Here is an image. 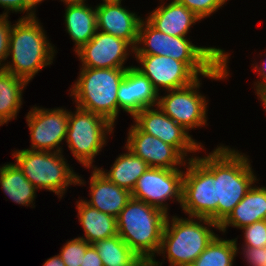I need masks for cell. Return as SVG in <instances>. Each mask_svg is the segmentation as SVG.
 I'll list each match as a JSON object with an SVG mask.
<instances>
[{
  "instance_id": "obj_1",
  "label": "cell",
  "mask_w": 266,
  "mask_h": 266,
  "mask_svg": "<svg viewBox=\"0 0 266 266\" xmlns=\"http://www.w3.org/2000/svg\"><path fill=\"white\" fill-rule=\"evenodd\" d=\"M143 43V47L137 46ZM145 45V46H144ZM135 55H162L183 62L197 77L201 74L215 80L226 78L229 54L215 47H198L185 37L158 31L147 20H141Z\"/></svg>"
},
{
  "instance_id": "obj_2",
  "label": "cell",
  "mask_w": 266,
  "mask_h": 266,
  "mask_svg": "<svg viewBox=\"0 0 266 266\" xmlns=\"http://www.w3.org/2000/svg\"><path fill=\"white\" fill-rule=\"evenodd\" d=\"M198 159L216 177V223L220 224L251 189L256 177L248 158L226 146Z\"/></svg>"
},
{
  "instance_id": "obj_3",
  "label": "cell",
  "mask_w": 266,
  "mask_h": 266,
  "mask_svg": "<svg viewBox=\"0 0 266 266\" xmlns=\"http://www.w3.org/2000/svg\"><path fill=\"white\" fill-rule=\"evenodd\" d=\"M168 214L160 208L131 198L116 218L119 237L144 261L158 266V253Z\"/></svg>"
},
{
  "instance_id": "obj_4",
  "label": "cell",
  "mask_w": 266,
  "mask_h": 266,
  "mask_svg": "<svg viewBox=\"0 0 266 266\" xmlns=\"http://www.w3.org/2000/svg\"><path fill=\"white\" fill-rule=\"evenodd\" d=\"M22 17L12 25L8 52L12 64L7 62L4 70L29 82L38 71L53 62L55 50L38 19Z\"/></svg>"
},
{
  "instance_id": "obj_5",
  "label": "cell",
  "mask_w": 266,
  "mask_h": 266,
  "mask_svg": "<svg viewBox=\"0 0 266 266\" xmlns=\"http://www.w3.org/2000/svg\"><path fill=\"white\" fill-rule=\"evenodd\" d=\"M126 68H87L81 73L71 90L77 107L97 113L113 125L118 116L117 92Z\"/></svg>"
},
{
  "instance_id": "obj_6",
  "label": "cell",
  "mask_w": 266,
  "mask_h": 266,
  "mask_svg": "<svg viewBox=\"0 0 266 266\" xmlns=\"http://www.w3.org/2000/svg\"><path fill=\"white\" fill-rule=\"evenodd\" d=\"M189 218L173 216L171 224L169 218L166 219L158 254L167 252L170 266H190L218 236L209 228L213 226L219 229L218 223L208 218L195 217L198 222L192 216Z\"/></svg>"
},
{
  "instance_id": "obj_7",
  "label": "cell",
  "mask_w": 266,
  "mask_h": 266,
  "mask_svg": "<svg viewBox=\"0 0 266 266\" xmlns=\"http://www.w3.org/2000/svg\"><path fill=\"white\" fill-rule=\"evenodd\" d=\"M12 155L24 176L37 188L60 195L71 184H83L84 180L73 172L61 152L16 150Z\"/></svg>"
},
{
  "instance_id": "obj_8",
  "label": "cell",
  "mask_w": 266,
  "mask_h": 266,
  "mask_svg": "<svg viewBox=\"0 0 266 266\" xmlns=\"http://www.w3.org/2000/svg\"><path fill=\"white\" fill-rule=\"evenodd\" d=\"M113 126L105 117L76 107L74 115L69 112L65 140L73 156L83 166L90 168L93 158L106 144V134L112 133Z\"/></svg>"
},
{
  "instance_id": "obj_9",
  "label": "cell",
  "mask_w": 266,
  "mask_h": 266,
  "mask_svg": "<svg viewBox=\"0 0 266 266\" xmlns=\"http://www.w3.org/2000/svg\"><path fill=\"white\" fill-rule=\"evenodd\" d=\"M188 161L183 175L181 207L189 217L216 222V177L198 157Z\"/></svg>"
},
{
  "instance_id": "obj_10",
  "label": "cell",
  "mask_w": 266,
  "mask_h": 266,
  "mask_svg": "<svg viewBox=\"0 0 266 266\" xmlns=\"http://www.w3.org/2000/svg\"><path fill=\"white\" fill-rule=\"evenodd\" d=\"M197 78L193 83L182 88L168 90L165 96H159L157 107L168 117L182 126L186 131L206 124L207 102L199 94L200 87Z\"/></svg>"
},
{
  "instance_id": "obj_11",
  "label": "cell",
  "mask_w": 266,
  "mask_h": 266,
  "mask_svg": "<svg viewBox=\"0 0 266 266\" xmlns=\"http://www.w3.org/2000/svg\"><path fill=\"white\" fill-rule=\"evenodd\" d=\"M183 175L180 169L149 167L137 180L131 195L168 213L163 201L174 198L182 203Z\"/></svg>"
},
{
  "instance_id": "obj_12",
  "label": "cell",
  "mask_w": 266,
  "mask_h": 266,
  "mask_svg": "<svg viewBox=\"0 0 266 266\" xmlns=\"http://www.w3.org/2000/svg\"><path fill=\"white\" fill-rule=\"evenodd\" d=\"M69 112L63 108L45 109L34 107L28 112L26 121L32 141L28 150L61 152L59 144L66 138Z\"/></svg>"
},
{
  "instance_id": "obj_13",
  "label": "cell",
  "mask_w": 266,
  "mask_h": 266,
  "mask_svg": "<svg viewBox=\"0 0 266 266\" xmlns=\"http://www.w3.org/2000/svg\"><path fill=\"white\" fill-rule=\"evenodd\" d=\"M147 107L138 112L133 119L135 124L145 133L155 136L164 143L173 146L184 158L187 152L196 153L203 149L195 142L182 126L168 117L160 108Z\"/></svg>"
},
{
  "instance_id": "obj_14",
  "label": "cell",
  "mask_w": 266,
  "mask_h": 266,
  "mask_svg": "<svg viewBox=\"0 0 266 266\" xmlns=\"http://www.w3.org/2000/svg\"><path fill=\"white\" fill-rule=\"evenodd\" d=\"M141 66L136 67L159 92V87L168 90L190 85L198 77L181 61L162 55H135Z\"/></svg>"
},
{
  "instance_id": "obj_15",
  "label": "cell",
  "mask_w": 266,
  "mask_h": 266,
  "mask_svg": "<svg viewBox=\"0 0 266 266\" xmlns=\"http://www.w3.org/2000/svg\"><path fill=\"white\" fill-rule=\"evenodd\" d=\"M132 46L125 40L96 31L93 38L76 51L87 68H125L123 66Z\"/></svg>"
},
{
  "instance_id": "obj_16",
  "label": "cell",
  "mask_w": 266,
  "mask_h": 266,
  "mask_svg": "<svg viewBox=\"0 0 266 266\" xmlns=\"http://www.w3.org/2000/svg\"><path fill=\"white\" fill-rule=\"evenodd\" d=\"M128 133L126 149L142 158L149 167L178 169L177 165L186 163L173 146L143 132L136 124L131 126Z\"/></svg>"
},
{
  "instance_id": "obj_17",
  "label": "cell",
  "mask_w": 266,
  "mask_h": 266,
  "mask_svg": "<svg viewBox=\"0 0 266 266\" xmlns=\"http://www.w3.org/2000/svg\"><path fill=\"white\" fill-rule=\"evenodd\" d=\"M118 113L123 109L134 117L147 107L158 105L159 93L154 89L150 80L135 66L127 68L118 92Z\"/></svg>"
},
{
  "instance_id": "obj_18",
  "label": "cell",
  "mask_w": 266,
  "mask_h": 266,
  "mask_svg": "<svg viewBox=\"0 0 266 266\" xmlns=\"http://www.w3.org/2000/svg\"><path fill=\"white\" fill-rule=\"evenodd\" d=\"M97 30L127 41L132 51L137 43L141 18L123 8L121 3L99 4L95 7Z\"/></svg>"
},
{
  "instance_id": "obj_19",
  "label": "cell",
  "mask_w": 266,
  "mask_h": 266,
  "mask_svg": "<svg viewBox=\"0 0 266 266\" xmlns=\"http://www.w3.org/2000/svg\"><path fill=\"white\" fill-rule=\"evenodd\" d=\"M90 195L91 200H85L88 205L115 218L132 198L130 191L109 181L97 167L90 177Z\"/></svg>"
},
{
  "instance_id": "obj_20",
  "label": "cell",
  "mask_w": 266,
  "mask_h": 266,
  "mask_svg": "<svg viewBox=\"0 0 266 266\" xmlns=\"http://www.w3.org/2000/svg\"><path fill=\"white\" fill-rule=\"evenodd\" d=\"M198 20V16L175 0L166 6H158L147 18L158 31L177 37H186L191 25Z\"/></svg>"
},
{
  "instance_id": "obj_21",
  "label": "cell",
  "mask_w": 266,
  "mask_h": 266,
  "mask_svg": "<svg viewBox=\"0 0 266 266\" xmlns=\"http://www.w3.org/2000/svg\"><path fill=\"white\" fill-rule=\"evenodd\" d=\"M261 220H266V187L252 186L244 198L219 224V230L225 232L229 225L242 229Z\"/></svg>"
},
{
  "instance_id": "obj_22",
  "label": "cell",
  "mask_w": 266,
  "mask_h": 266,
  "mask_svg": "<svg viewBox=\"0 0 266 266\" xmlns=\"http://www.w3.org/2000/svg\"><path fill=\"white\" fill-rule=\"evenodd\" d=\"M66 5V30L76 45V52L87 44L97 31L96 10L88 7L85 2H66Z\"/></svg>"
},
{
  "instance_id": "obj_23",
  "label": "cell",
  "mask_w": 266,
  "mask_h": 266,
  "mask_svg": "<svg viewBox=\"0 0 266 266\" xmlns=\"http://www.w3.org/2000/svg\"><path fill=\"white\" fill-rule=\"evenodd\" d=\"M79 221L89 244L118 235L116 218L88 205L85 200L77 202Z\"/></svg>"
},
{
  "instance_id": "obj_24",
  "label": "cell",
  "mask_w": 266,
  "mask_h": 266,
  "mask_svg": "<svg viewBox=\"0 0 266 266\" xmlns=\"http://www.w3.org/2000/svg\"><path fill=\"white\" fill-rule=\"evenodd\" d=\"M128 152L116 158L109 172L97 168L109 181L119 187L132 192L137 180L149 168V165L140 157Z\"/></svg>"
},
{
  "instance_id": "obj_25",
  "label": "cell",
  "mask_w": 266,
  "mask_h": 266,
  "mask_svg": "<svg viewBox=\"0 0 266 266\" xmlns=\"http://www.w3.org/2000/svg\"><path fill=\"white\" fill-rule=\"evenodd\" d=\"M0 185L10 199L21 205L28 206L33 203L36 190H38L23 174L19 166L4 164L0 168Z\"/></svg>"
},
{
  "instance_id": "obj_26",
  "label": "cell",
  "mask_w": 266,
  "mask_h": 266,
  "mask_svg": "<svg viewBox=\"0 0 266 266\" xmlns=\"http://www.w3.org/2000/svg\"><path fill=\"white\" fill-rule=\"evenodd\" d=\"M27 84L24 79L0 69V126L17 116Z\"/></svg>"
},
{
  "instance_id": "obj_27",
  "label": "cell",
  "mask_w": 266,
  "mask_h": 266,
  "mask_svg": "<svg viewBox=\"0 0 266 266\" xmlns=\"http://www.w3.org/2000/svg\"><path fill=\"white\" fill-rule=\"evenodd\" d=\"M97 250L103 266H146L131 248L116 235L92 244Z\"/></svg>"
},
{
  "instance_id": "obj_28",
  "label": "cell",
  "mask_w": 266,
  "mask_h": 266,
  "mask_svg": "<svg viewBox=\"0 0 266 266\" xmlns=\"http://www.w3.org/2000/svg\"><path fill=\"white\" fill-rule=\"evenodd\" d=\"M236 241L216 236L190 266H232L238 250Z\"/></svg>"
},
{
  "instance_id": "obj_29",
  "label": "cell",
  "mask_w": 266,
  "mask_h": 266,
  "mask_svg": "<svg viewBox=\"0 0 266 266\" xmlns=\"http://www.w3.org/2000/svg\"><path fill=\"white\" fill-rule=\"evenodd\" d=\"M91 244L78 237L68 241L59 253L66 266H81L86 249Z\"/></svg>"
},
{
  "instance_id": "obj_30",
  "label": "cell",
  "mask_w": 266,
  "mask_h": 266,
  "mask_svg": "<svg viewBox=\"0 0 266 266\" xmlns=\"http://www.w3.org/2000/svg\"><path fill=\"white\" fill-rule=\"evenodd\" d=\"M185 5L200 19L210 16L212 13L222 7L227 0H175Z\"/></svg>"
},
{
  "instance_id": "obj_31",
  "label": "cell",
  "mask_w": 266,
  "mask_h": 266,
  "mask_svg": "<svg viewBox=\"0 0 266 266\" xmlns=\"http://www.w3.org/2000/svg\"><path fill=\"white\" fill-rule=\"evenodd\" d=\"M242 229L245 231L243 247H266V220L254 222Z\"/></svg>"
},
{
  "instance_id": "obj_32",
  "label": "cell",
  "mask_w": 266,
  "mask_h": 266,
  "mask_svg": "<svg viewBox=\"0 0 266 266\" xmlns=\"http://www.w3.org/2000/svg\"><path fill=\"white\" fill-rule=\"evenodd\" d=\"M7 17L8 15H0V69L5 68V63L1 65V62L8 58L9 52V38L12 25Z\"/></svg>"
},
{
  "instance_id": "obj_33",
  "label": "cell",
  "mask_w": 266,
  "mask_h": 266,
  "mask_svg": "<svg viewBox=\"0 0 266 266\" xmlns=\"http://www.w3.org/2000/svg\"><path fill=\"white\" fill-rule=\"evenodd\" d=\"M36 5L31 0H0V7L7 10L3 15H7L10 11L13 12H26L25 18L36 17L33 7ZM29 11V12H28Z\"/></svg>"
},
{
  "instance_id": "obj_34",
  "label": "cell",
  "mask_w": 266,
  "mask_h": 266,
  "mask_svg": "<svg viewBox=\"0 0 266 266\" xmlns=\"http://www.w3.org/2000/svg\"><path fill=\"white\" fill-rule=\"evenodd\" d=\"M249 266H266V247H243Z\"/></svg>"
},
{
  "instance_id": "obj_35",
  "label": "cell",
  "mask_w": 266,
  "mask_h": 266,
  "mask_svg": "<svg viewBox=\"0 0 266 266\" xmlns=\"http://www.w3.org/2000/svg\"><path fill=\"white\" fill-rule=\"evenodd\" d=\"M81 266H103L102 260L92 244L86 249Z\"/></svg>"
},
{
  "instance_id": "obj_36",
  "label": "cell",
  "mask_w": 266,
  "mask_h": 266,
  "mask_svg": "<svg viewBox=\"0 0 266 266\" xmlns=\"http://www.w3.org/2000/svg\"><path fill=\"white\" fill-rule=\"evenodd\" d=\"M262 66V67H261ZM260 67H258V65H256L254 67L255 72L257 71L259 74V76H262V81H258L255 85H256V92L264 87H266V61H264V63L261 65ZM259 69V70H258Z\"/></svg>"
},
{
  "instance_id": "obj_37",
  "label": "cell",
  "mask_w": 266,
  "mask_h": 266,
  "mask_svg": "<svg viewBox=\"0 0 266 266\" xmlns=\"http://www.w3.org/2000/svg\"><path fill=\"white\" fill-rule=\"evenodd\" d=\"M43 266H66L60 257V255H55L52 258H49L47 261H45Z\"/></svg>"
},
{
  "instance_id": "obj_38",
  "label": "cell",
  "mask_w": 266,
  "mask_h": 266,
  "mask_svg": "<svg viewBox=\"0 0 266 266\" xmlns=\"http://www.w3.org/2000/svg\"><path fill=\"white\" fill-rule=\"evenodd\" d=\"M256 94L260 97V101H262L264 109H266V87L258 90Z\"/></svg>"
},
{
  "instance_id": "obj_39",
  "label": "cell",
  "mask_w": 266,
  "mask_h": 266,
  "mask_svg": "<svg viewBox=\"0 0 266 266\" xmlns=\"http://www.w3.org/2000/svg\"><path fill=\"white\" fill-rule=\"evenodd\" d=\"M122 0H103V4L121 3Z\"/></svg>"
},
{
  "instance_id": "obj_40",
  "label": "cell",
  "mask_w": 266,
  "mask_h": 266,
  "mask_svg": "<svg viewBox=\"0 0 266 266\" xmlns=\"http://www.w3.org/2000/svg\"><path fill=\"white\" fill-rule=\"evenodd\" d=\"M61 1L66 3V2H84L85 0H61Z\"/></svg>"
},
{
  "instance_id": "obj_41",
  "label": "cell",
  "mask_w": 266,
  "mask_h": 266,
  "mask_svg": "<svg viewBox=\"0 0 266 266\" xmlns=\"http://www.w3.org/2000/svg\"><path fill=\"white\" fill-rule=\"evenodd\" d=\"M35 5L41 3L43 0H31Z\"/></svg>"
}]
</instances>
